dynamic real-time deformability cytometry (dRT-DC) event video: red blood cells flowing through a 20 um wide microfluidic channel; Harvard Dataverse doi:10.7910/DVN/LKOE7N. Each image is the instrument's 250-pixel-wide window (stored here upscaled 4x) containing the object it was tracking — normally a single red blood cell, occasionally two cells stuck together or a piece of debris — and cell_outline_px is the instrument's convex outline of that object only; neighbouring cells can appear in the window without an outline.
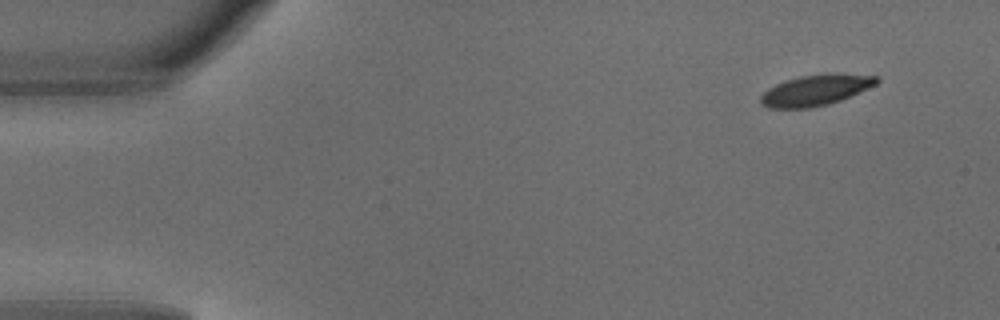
{"species": "common noctule bat (a hibernating species)", "species_latin": "Nyctalus noctula", "temperature_condition": "warm", "stored_images_in_passage": 3, "camera_frame_rate_fps": 3000, "um_per_image_px": 0.085, "animal": {"sex": "male", "body_mass_g": 18.8}, "frame": {"image": 1, "passage_image": 1, "time_ms": 0.0, "image_size_px": [1000, 320], "cell_outline_px": [[880, 80], [876, 84], [840, 100], [828, 104], [808, 108], [768, 108], [760, 104], [760, 96], [768, 88], [776, 84], [800, 76], [828, 72], [880, 76]], "centroid_in_image_um": [69.32, 7.65], "position_along_channel_um": 15.7, "area_um2": 20.87}}
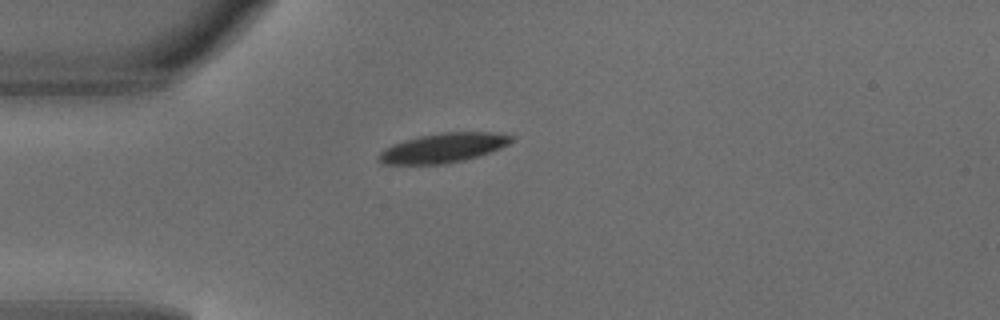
{"frame": {"image": 2, "passage_image": 3, "time_ms": 0.667, "image_size_px": [1000, 320], "cell_outline_px": [[516, 136], [508, 144], [500, 148], [464, 160], [444, 164], [384, 164], [376, 160], [376, 156], [384, 148], [392, 144], [404, 140], [420, 136], [444, 132], [492, 132]], "centroid_in_image_um": [37.62, 12.57], "position_along_channel_um": 47.4, "area_um2": 22.72}}